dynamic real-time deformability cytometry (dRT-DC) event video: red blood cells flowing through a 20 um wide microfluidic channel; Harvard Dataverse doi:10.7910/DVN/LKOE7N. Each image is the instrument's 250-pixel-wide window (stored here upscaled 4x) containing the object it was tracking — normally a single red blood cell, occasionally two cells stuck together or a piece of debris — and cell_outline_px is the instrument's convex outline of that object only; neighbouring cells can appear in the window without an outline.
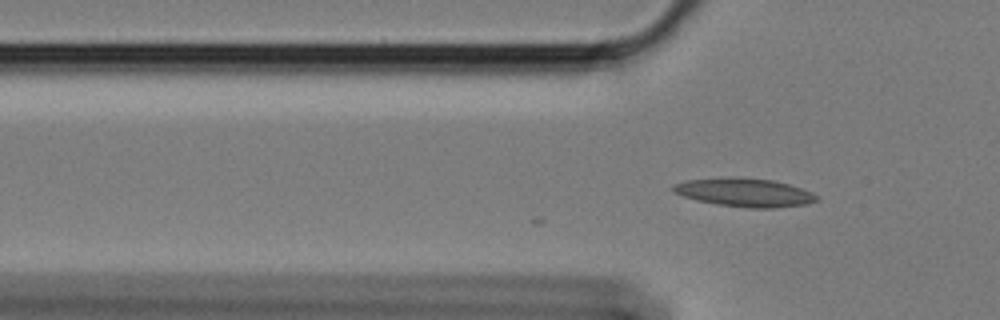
{"species": "Egyptian fruit bat (a non-hibernating species)", "species_latin": "Rousettus aegyptiacus", "temperature_condition": "cold", "stored_images_in_passage": 3, "camera_frame_rate_fps": 3000, "um_per_image_px": 0.085, "animal": {"sex": "female"}, "frame": {"image": 1, "passage_image": 3, "time_ms": 0.667, "image_size_px": [1000, 320], "cell_outline_px": [[820, 200], [804, 204], [776, 208], [748, 208], [716, 204], [696, 200], [672, 192], [672, 184], [688, 180], [732, 176], [772, 180], [788, 184], [812, 192], [820, 196]], "centroid_in_image_um": [63.28, 16.36], "position_along_channel_um": 62.5, "area_um2": 23.99}}